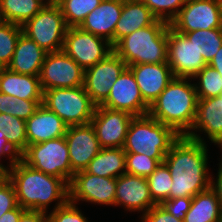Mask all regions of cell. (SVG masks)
I'll return each mask as SVG.
<instances>
[{
    "instance_id": "obj_1",
    "label": "cell",
    "mask_w": 222,
    "mask_h": 222,
    "mask_svg": "<svg viewBox=\"0 0 222 222\" xmlns=\"http://www.w3.org/2000/svg\"><path fill=\"white\" fill-rule=\"evenodd\" d=\"M206 143L180 136L166 154L164 163L172 176L170 199L194 197L211 186Z\"/></svg>"
},
{
    "instance_id": "obj_2",
    "label": "cell",
    "mask_w": 222,
    "mask_h": 222,
    "mask_svg": "<svg viewBox=\"0 0 222 222\" xmlns=\"http://www.w3.org/2000/svg\"><path fill=\"white\" fill-rule=\"evenodd\" d=\"M8 179L12 182L17 203L25 210L48 213L51 202L63 206L69 201V183L61 178L45 174L25 164L21 159L8 168Z\"/></svg>"
},
{
    "instance_id": "obj_3",
    "label": "cell",
    "mask_w": 222,
    "mask_h": 222,
    "mask_svg": "<svg viewBox=\"0 0 222 222\" xmlns=\"http://www.w3.org/2000/svg\"><path fill=\"white\" fill-rule=\"evenodd\" d=\"M189 78H174L149 106L148 115L172 127L180 136L194 124L198 97L195 84Z\"/></svg>"
},
{
    "instance_id": "obj_4",
    "label": "cell",
    "mask_w": 222,
    "mask_h": 222,
    "mask_svg": "<svg viewBox=\"0 0 222 222\" xmlns=\"http://www.w3.org/2000/svg\"><path fill=\"white\" fill-rule=\"evenodd\" d=\"M168 26L169 23L158 19L154 24L121 38L113 46V51L127 66L167 63Z\"/></svg>"
},
{
    "instance_id": "obj_5",
    "label": "cell",
    "mask_w": 222,
    "mask_h": 222,
    "mask_svg": "<svg viewBox=\"0 0 222 222\" xmlns=\"http://www.w3.org/2000/svg\"><path fill=\"white\" fill-rule=\"evenodd\" d=\"M180 135L151 116H134L129 124L123 149L164 162L166 154Z\"/></svg>"
},
{
    "instance_id": "obj_6",
    "label": "cell",
    "mask_w": 222,
    "mask_h": 222,
    "mask_svg": "<svg viewBox=\"0 0 222 222\" xmlns=\"http://www.w3.org/2000/svg\"><path fill=\"white\" fill-rule=\"evenodd\" d=\"M42 104L68 127L89 124L96 109L84 86L45 90Z\"/></svg>"
},
{
    "instance_id": "obj_7",
    "label": "cell",
    "mask_w": 222,
    "mask_h": 222,
    "mask_svg": "<svg viewBox=\"0 0 222 222\" xmlns=\"http://www.w3.org/2000/svg\"><path fill=\"white\" fill-rule=\"evenodd\" d=\"M20 159L28 166L45 174L61 178L68 183L74 175L71 170L65 137L27 145Z\"/></svg>"
},
{
    "instance_id": "obj_8",
    "label": "cell",
    "mask_w": 222,
    "mask_h": 222,
    "mask_svg": "<svg viewBox=\"0 0 222 222\" xmlns=\"http://www.w3.org/2000/svg\"><path fill=\"white\" fill-rule=\"evenodd\" d=\"M67 28L59 5L52 1L22 25V32L46 52H57L63 49Z\"/></svg>"
},
{
    "instance_id": "obj_9",
    "label": "cell",
    "mask_w": 222,
    "mask_h": 222,
    "mask_svg": "<svg viewBox=\"0 0 222 222\" xmlns=\"http://www.w3.org/2000/svg\"><path fill=\"white\" fill-rule=\"evenodd\" d=\"M62 50L85 70L105 59L113 52V46L80 27H68Z\"/></svg>"
},
{
    "instance_id": "obj_10",
    "label": "cell",
    "mask_w": 222,
    "mask_h": 222,
    "mask_svg": "<svg viewBox=\"0 0 222 222\" xmlns=\"http://www.w3.org/2000/svg\"><path fill=\"white\" fill-rule=\"evenodd\" d=\"M85 70L63 50L47 52L39 79L42 90L84 86Z\"/></svg>"
},
{
    "instance_id": "obj_11",
    "label": "cell",
    "mask_w": 222,
    "mask_h": 222,
    "mask_svg": "<svg viewBox=\"0 0 222 222\" xmlns=\"http://www.w3.org/2000/svg\"><path fill=\"white\" fill-rule=\"evenodd\" d=\"M170 26L179 33L222 28L221 0H186Z\"/></svg>"
},
{
    "instance_id": "obj_12",
    "label": "cell",
    "mask_w": 222,
    "mask_h": 222,
    "mask_svg": "<svg viewBox=\"0 0 222 222\" xmlns=\"http://www.w3.org/2000/svg\"><path fill=\"white\" fill-rule=\"evenodd\" d=\"M167 63L176 78L192 80L207 64L199 54L193 41L168 26Z\"/></svg>"
},
{
    "instance_id": "obj_13",
    "label": "cell",
    "mask_w": 222,
    "mask_h": 222,
    "mask_svg": "<svg viewBox=\"0 0 222 222\" xmlns=\"http://www.w3.org/2000/svg\"><path fill=\"white\" fill-rule=\"evenodd\" d=\"M116 178L102 177L85 170L74 173L69 183V201H86L115 206Z\"/></svg>"
},
{
    "instance_id": "obj_14",
    "label": "cell",
    "mask_w": 222,
    "mask_h": 222,
    "mask_svg": "<svg viewBox=\"0 0 222 222\" xmlns=\"http://www.w3.org/2000/svg\"><path fill=\"white\" fill-rule=\"evenodd\" d=\"M126 67V63L113 51L105 59L85 69L84 88L96 106H101L107 100L110 88Z\"/></svg>"
},
{
    "instance_id": "obj_15",
    "label": "cell",
    "mask_w": 222,
    "mask_h": 222,
    "mask_svg": "<svg viewBox=\"0 0 222 222\" xmlns=\"http://www.w3.org/2000/svg\"><path fill=\"white\" fill-rule=\"evenodd\" d=\"M134 116L125 111L96 106L91 125L101 148H123L129 124Z\"/></svg>"
},
{
    "instance_id": "obj_16",
    "label": "cell",
    "mask_w": 222,
    "mask_h": 222,
    "mask_svg": "<svg viewBox=\"0 0 222 222\" xmlns=\"http://www.w3.org/2000/svg\"><path fill=\"white\" fill-rule=\"evenodd\" d=\"M101 106L125 111L133 116L147 115L149 110V105L144 101L134 75L128 67L110 88L109 96Z\"/></svg>"
},
{
    "instance_id": "obj_17",
    "label": "cell",
    "mask_w": 222,
    "mask_h": 222,
    "mask_svg": "<svg viewBox=\"0 0 222 222\" xmlns=\"http://www.w3.org/2000/svg\"><path fill=\"white\" fill-rule=\"evenodd\" d=\"M65 140L69 150L71 170H85L99 153L101 147L94 127L89 124L67 127Z\"/></svg>"
},
{
    "instance_id": "obj_18",
    "label": "cell",
    "mask_w": 222,
    "mask_h": 222,
    "mask_svg": "<svg viewBox=\"0 0 222 222\" xmlns=\"http://www.w3.org/2000/svg\"><path fill=\"white\" fill-rule=\"evenodd\" d=\"M197 131L208 135L209 140L222 150V94L213 98L198 99L194 124L185 136L206 143Z\"/></svg>"
},
{
    "instance_id": "obj_19",
    "label": "cell",
    "mask_w": 222,
    "mask_h": 222,
    "mask_svg": "<svg viewBox=\"0 0 222 222\" xmlns=\"http://www.w3.org/2000/svg\"><path fill=\"white\" fill-rule=\"evenodd\" d=\"M118 205L126 211H141L142 215L155 206L147 178L128 173L116 178L115 206Z\"/></svg>"
},
{
    "instance_id": "obj_20",
    "label": "cell",
    "mask_w": 222,
    "mask_h": 222,
    "mask_svg": "<svg viewBox=\"0 0 222 222\" xmlns=\"http://www.w3.org/2000/svg\"><path fill=\"white\" fill-rule=\"evenodd\" d=\"M133 73L144 101L150 106L175 78L168 63L127 66Z\"/></svg>"
},
{
    "instance_id": "obj_21",
    "label": "cell",
    "mask_w": 222,
    "mask_h": 222,
    "mask_svg": "<svg viewBox=\"0 0 222 222\" xmlns=\"http://www.w3.org/2000/svg\"><path fill=\"white\" fill-rule=\"evenodd\" d=\"M122 9L123 0H102L79 27L107 40L113 46L115 26L120 19Z\"/></svg>"
},
{
    "instance_id": "obj_22",
    "label": "cell",
    "mask_w": 222,
    "mask_h": 222,
    "mask_svg": "<svg viewBox=\"0 0 222 222\" xmlns=\"http://www.w3.org/2000/svg\"><path fill=\"white\" fill-rule=\"evenodd\" d=\"M25 122L27 145L64 137L68 127L60 117L43 104Z\"/></svg>"
},
{
    "instance_id": "obj_23",
    "label": "cell",
    "mask_w": 222,
    "mask_h": 222,
    "mask_svg": "<svg viewBox=\"0 0 222 222\" xmlns=\"http://www.w3.org/2000/svg\"><path fill=\"white\" fill-rule=\"evenodd\" d=\"M157 20V17L141 0H123L121 16L115 26L113 46L124 36L150 26Z\"/></svg>"
},
{
    "instance_id": "obj_24",
    "label": "cell",
    "mask_w": 222,
    "mask_h": 222,
    "mask_svg": "<svg viewBox=\"0 0 222 222\" xmlns=\"http://www.w3.org/2000/svg\"><path fill=\"white\" fill-rule=\"evenodd\" d=\"M46 54L43 48L22 33L7 68L19 74L39 76Z\"/></svg>"
},
{
    "instance_id": "obj_25",
    "label": "cell",
    "mask_w": 222,
    "mask_h": 222,
    "mask_svg": "<svg viewBox=\"0 0 222 222\" xmlns=\"http://www.w3.org/2000/svg\"><path fill=\"white\" fill-rule=\"evenodd\" d=\"M0 93L24 100H43L39 76L19 74L7 67L0 75Z\"/></svg>"
},
{
    "instance_id": "obj_26",
    "label": "cell",
    "mask_w": 222,
    "mask_h": 222,
    "mask_svg": "<svg viewBox=\"0 0 222 222\" xmlns=\"http://www.w3.org/2000/svg\"><path fill=\"white\" fill-rule=\"evenodd\" d=\"M184 222H222V206L217 193L210 186L192 197Z\"/></svg>"
},
{
    "instance_id": "obj_27",
    "label": "cell",
    "mask_w": 222,
    "mask_h": 222,
    "mask_svg": "<svg viewBox=\"0 0 222 222\" xmlns=\"http://www.w3.org/2000/svg\"><path fill=\"white\" fill-rule=\"evenodd\" d=\"M85 171L97 176L118 178L126 173V152L123 148H101Z\"/></svg>"
},
{
    "instance_id": "obj_28",
    "label": "cell",
    "mask_w": 222,
    "mask_h": 222,
    "mask_svg": "<svg viewBox=\"0 0 222 222\" xmlns=\"http://www.w3.org/2000/svg\"><path fill=\"white\" fill-rule=\"evenodd\" d=\"M47 3L46 0H0V21L22 26Z\"/></svg>"
},
{
    "instance_id": "obj_29",
    "label": "cell",
    "mask_w": 222,
    "mask_h": 222,
    "mask_svg": "<svg viewBox=\"0 0 222 222\" xmlns=\"http://www.w3.org/2000/svg\"><path fill=\"white\" fill-rule=\"evenodd\" d=\"M184 34L193 44L199 54H202L208 65L222 46V28L195 30Z\"/></svg>"
},
{
    "instance_id": "obj_30",
    "label": "cell",
    "mask_w": 222,
    "mask_h": 222,
    "mask_svg": "<svg viewBox=\"0 0 222 222\" xmlns=\"http://www.w3.org/2000/svg\"><path fill=\"white\" fill-rule=\"evenodd\" d=\"M55 2L62 11L67 27H79L102 0H56Z\"/></svg>"
},
{
    "instance_id": "obj_31",
    "label": "cell",
    "mask_w": 222,
    "mask_h": 222,
    "mask_svg": "<svg viewBox=\"0 0 222 222\" xmlns=\"http://www.w3.org/2000/svg\"><path fill=\"white\" fill-rule=\"evenodd\" d=\"M0 131L5 133L9 144L21 155L27 148L25 120L0 113Z\"/></svg>"
},
{
    "instance_id": "obj_32",
    "label": "cell",
    "mask_w": 222,
    "mask_h": 222,
    "mask_svg": "<svg viewBox=\"0 0 222 222\" xmlns=\"http://www.w3.org/2000/svg\"><path fill=\"white\" fill-rule=\"evenodd\" d=\"M147 181L151 197L156 205L170 199L172 176L164 162L160 163L156 170L147 177Z\"/></svg>"
},
{
    "instance_id": "obj_33",
    "label": "cell",
    "mask_w": 222,
    "mask_h": 222,
    "mask_svg": "<svg viewBox=\"0 0 222 222\" xmlns=\"http://www.w3.org/2000/svg\"><path fill=\"white\" fill-rule=\"evenodd\" d=\"M199 79L194 82L198 99L217 97L222 94V76L211 66L206 65L192 78Z\"/></svg>"
},
{
    "instance_id": "obj_34",
    "label": "cell",
    "mask_w": 222,
    "mask_h": 222,
    "mask_svg": "<svg viewBox=\"0 0 222 222\" xmlns=\"http://www.w3.org/2000/svg\"><path fill=\"white\" fill-rule=\"evenodd\" d=\"M43 100H24L0 93V113L28 120Z\"/></svg>"
},
{
    "instance_id": "obj_35",
    "label": "cell",
    "mask_w": 222,
    "mask_h": 222,
    "mask_svg": "<svg viewBox=\"0 0 222 222\" xmlns=\"http://www.w3.org/2000/svg\"><path fill=\"white\" fill-rule=\"evenodd\" d=\"M22 26L0 21V62L6 67L11 63Z\"/></svg>"
},
{
    "instance_id": "obj_36",
    "label": "cell",
    "mask_w": 222,
    "mask_h": 222,
    "mask_svg": "<svg viewBox=\"0 0 222 222\" xmlns=\"http://www.w3.org/2000/svg\"><path fill=\"white\" fill-rule=\"evenodd\" d=\"M157 19L164 20L167 23L178 15L180 9L184 6L186 0H141Z\"/></svg>"
},
{
    "instance_id": "obj_37",
    "label": "cell",
    "mask_w": 222,
    "mask_h": 222,
    "mask_svg": "<svg viewBox=\"0 0 222 222\" xmlns=\"http://www.w3.org/2000/svg\"><path fill=\"white\" fill-rule=\"evenodd\" d=\"M160 162L154 158L137 153H126V173L136 176L148 177Z\"/></svg>"
},
{
    "instance_id": "obj_38",
    "label": "cell",
    "mask_w": 222,
    "mask_h": 222,
    "mask_svg": "<svg viewBox=\"0 0 222 222\" xmlns=\"http://www.w3.org/2000/svg\"><path fill=\"white\" fill-rule=\"evenodd\" d=\"M47 213V222H89L76 204L68 201Z\"/></svg>"
},
{
    "instance_id": "obj_39",
    "label": "cell",
    "mask_w": 222,
    "mask_h": 222,
    "mask_svg": "<svg viewBox=\"0 0 222 222\" xmlns=\"http://www.w3.org/2000/svg\"><path fill=\"white\" fill-rule=\"evenodd\" d=\"M18 206L12 182L6 178L0 183V217Z\"/></svg>"
},
{
    "instance_id": "obj_40",
    "label": "cell",
    "mask_w": 222,
    "mask_h": 222,
    "mask_svg": "<svg viewBox=\"0 0 222 222\" xmlns=\"http://www.w3.org/2000/svg\"><path fill=\"white\" fill-rule=\"evenodd\" d=\"M191 203L192 197H176L163 201L160 205L177 219L184 220Z\"/></svg>"
},
{
    "instance_id": "obj_41",
    "label": "cell",
    "mask_w": 222,
    "mask_h": 222,
    "mask_svg": "<svg viewBox=\"0 0 222 222\" xmlns=\"http://www.w3.org/2000/svg\"><path fill=\"white\" fill-rule=\"evenodd\" d=\"M142 222H184L168 213L161 205L153 206L141 217Z\"/></svg>"
},
{
    "instance_id": "obj_42",
    "label": "cell",
    "mask_w": 222,
    "mask_h": 222,
    "mask_svg": "<svg viewBox=\"0 0 222 222\" xmlns=\"http://www.w3.org/2000/svg\"><path fill=\"white\" fill-rule=\"evenodd\" d=\"M5 155V156H4ZM6 156L10 159L9 165L7 168L12 167L17 160L21 158V155L9 144L8 139L6 138L5 133L0 131V158ZM1 160V159H0Z\"/></svg>"
},
{
    "instance_id": "obj_43",
    "label": "cell",
    "mask_w": 222,
    "mask_h": 222,
    "mask_svg": "<svg viewBox=\"0 0 222 222\" xmlns=\"http://www.w3.org/2000/svg\"><path fill=\"white\" fill-rule=\"evenodd\" d=\"M19 222H47V213L43 211L25 210Z\"/></svg>"
},
{
    "instance_id": "obj_44",
    "label": "cell",
    "mask_w": 222,
    "mask_h": 222,
    "mask_svg": "<svg viewBox=\"0 0 222 222\" xmlns=\"http://www.w3.org/2000/svg\"><path fill=\"white\" fill-rule=\"evenodd\" d=\"M25 211L20 205L0 217V222H19L21 214Z\"/></svg>"
},
{
    "instance_id": "obj_45",
    "label": "cell",
    "mask_w": 222,
    "mask_h": 222,
    "mask_svg": "<svg viewBox=\"0 0 222 222\" xmlns=\"http://www.w3.org/2000/svg\"><path fill=\"white\" fill-rule=\"evenodd\" d=\"M222 159V157H221ZM218 175L217 178L214 179V177H212V181H211V187L215 190V192L217 193L219 202L221 203L222 206V160L219 162V168H218ZM216 181H214V180Z\"/></svg>"
},
{
    "instance_id": "obj_46",
    "label": "cell",
    "mask_w": 222,
    "mask_h": 222,
    "mask_svg": "<svg viewBox=\"0 0 222 222\" xmlns=\"http://www.w3.org/2000/svg\"><path fill=\"white\" fill-rule=\"evenodd\" d=\"M222 76V46L208 64Z\"/></svg>"
},
{
    "instance_id": "obj_47",
    "label": "cell",
    "mask_w": 222,
    "mask_h": 222,
    "mask_svg": "<svg viewBox=\"0 0 222 222\" xmlns=\"http://www.w3.org/2000/svg\"><path fill=\"white\" fill-rule=\"evenodd\" d=\"M8 178V168L0 163V183Z\"/></svg>"
},
{
    "instance_id": "obj_48",
    "label": "cell",
    "mask_w": 222,
    "mask_h": 222,
    "mask_svg": "<svg viewBox=\"0 0 222 222\" xmlns=\"http://www.w3.org/2000/svg\"><path fill=\"white\" fill-rule=\"evenodd\" d=\"M6 66L0 62V75L5 70Z\"/></svg>"
},
{
    "instance_id": "obj_49",
    "label": "cell",
    "mask_w": 222,
    "mask_h": 222,
    "mask_svg": "<svg viewBox=\"0 0 222 222\" xmlns=\"http://www.w3.org/2000/svg\"><path fill=\"white\" fill-rule=\"evenodd\" d=\"M46 1H47V2H52V1H54V2H55L56 0H46Z\"/></svg>"
}]
</instances>
